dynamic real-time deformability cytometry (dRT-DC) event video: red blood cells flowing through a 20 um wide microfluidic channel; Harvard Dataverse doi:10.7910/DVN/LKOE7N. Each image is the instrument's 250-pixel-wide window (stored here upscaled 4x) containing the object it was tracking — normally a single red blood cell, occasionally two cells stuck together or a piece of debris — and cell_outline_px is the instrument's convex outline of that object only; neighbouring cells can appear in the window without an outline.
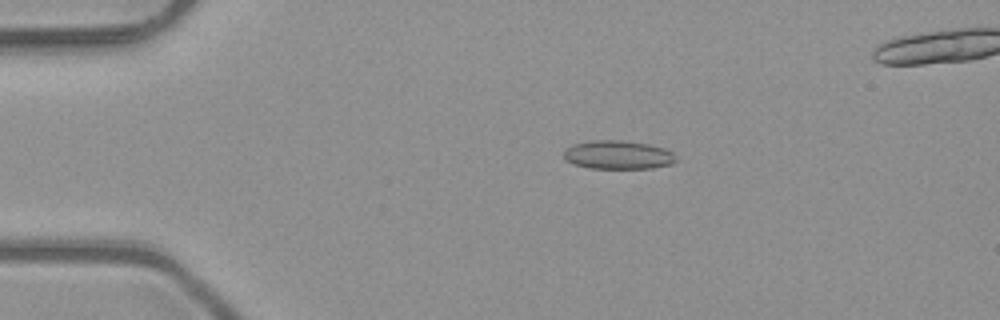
{"species": "common noctule bat (a hibernating species)", "species_latin": "Nyctalus noctula", "temperature_condition": "room temperature", "stored_images_in_passage": 49, "camera_frame_rate_fps": 3000, "um_per_image_px": 0.085, "animal": {"sex": "male", "body_mass_g": 23.1, "forearm_length_mm": 52.7}, "frame": {"image": 1, "passage_image": 10, "time_ms": 3.0, "image_size_px": [1000, 320], "cell_outline_px": [[676, 160], [672, 164], [652, 168], [588, 168], [572, 164], [564, 160], [564, 152], [572, 144], [592, 140], [620, 140], [648, 144], [664, 148], [672, 152], [676, 156]], "centroid_in_image_um": [52.51, 13.16], "position_along_channel_um": 32.5, "area_um2": 18.79}}
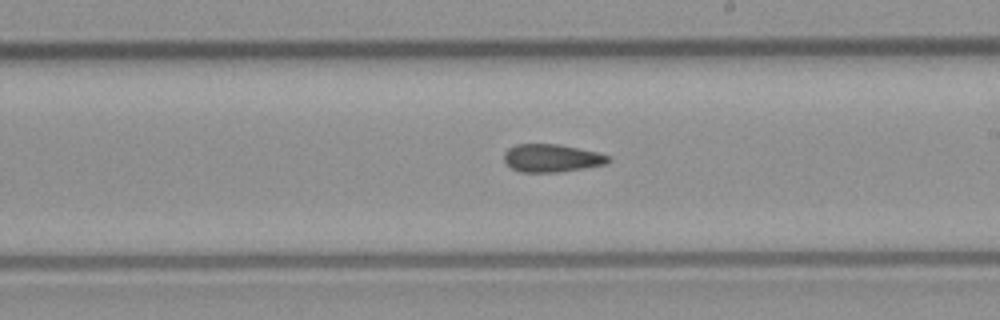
{"frame": {"image": 2, "passage_image": 29, "time_ms": 9.333, "image_size_px": [1000, 320], "cell_outline_px": [[612, 160], [608, 164], [584, 168], [556, 172], [520, 172], [512, 168], [504, 160], [504, 152], [508, 148], [516, 144], [560, 144], [596, 152], [608, 156]], "centroid_in_image_um": [46.9, 13.43], "position_along_channel_um": 242.1, "area_um2": 16.94}}
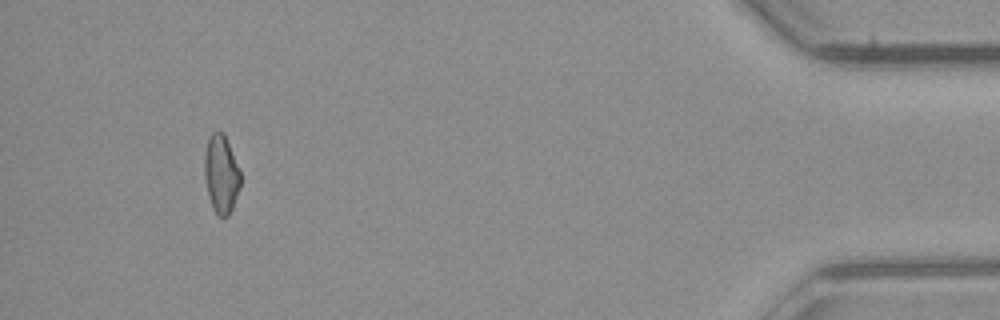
{"frame": {"image": 3, "passage_image": 47, "time_ms": 15.333, "image_size_px": [1000, 320], "cell_outline_px": [[240, 188], [232, 208], [228, 216], [216, 216], [212, 208], [208, 196], [204, 176], [204, 152], [208, 136], [216, 128], [224, 132], [240, 168]], "centroid_in_image_um": [18.78, 14.74], "position_along_channel_um": 416.4, "area_um2": 16.99}, "authors_computed_cell_mechanics": {"area_um2": 17.3978, "velocity_mm_per_s": 4.0895, "shape_relaxation_time_tau1_ms": null, "shape_relaxation_time_tau2_ms": 6.3618, "deformation_change_tau1": null, "deformation_change_tau2": 0.1613}}